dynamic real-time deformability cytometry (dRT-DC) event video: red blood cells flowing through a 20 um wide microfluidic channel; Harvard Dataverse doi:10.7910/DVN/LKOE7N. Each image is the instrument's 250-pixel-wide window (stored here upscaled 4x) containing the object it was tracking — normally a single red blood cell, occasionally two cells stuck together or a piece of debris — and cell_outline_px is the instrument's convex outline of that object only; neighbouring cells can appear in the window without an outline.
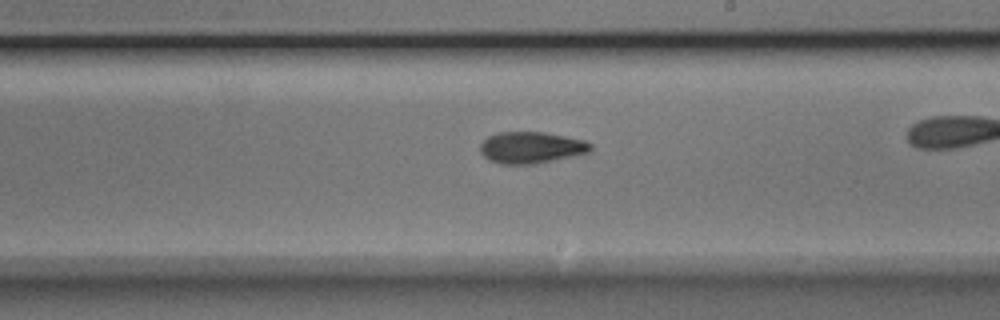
{"species": "Egyptian fruit bat (a non-hibernating species)", "species_latin": "Rousettus aegyptiacus", "temperature_condition": "room temperature", "stored_images_in_passage": 41, "camera_frame_rate_fps": 3000, "um_per_image_px": 0.085, "animal": {"sex": "male"}, "frame": {"image": 1, "passage_image": 30, "time_ms": 9.667, "image_size_px": [1000, 320], "cell_outline_px": [[592, 148], [588, 152], [572, 156], [536, 164], [500, 164], [488, 160], [480, 152], [480, 144], [488, 136], [496, 132], [544, 132], [584, 140], [592, 144]], "centroid_in_image_um": [45.11, 12.54], "position_along_channel_um": 243.9, "area_um2": 20.35}}